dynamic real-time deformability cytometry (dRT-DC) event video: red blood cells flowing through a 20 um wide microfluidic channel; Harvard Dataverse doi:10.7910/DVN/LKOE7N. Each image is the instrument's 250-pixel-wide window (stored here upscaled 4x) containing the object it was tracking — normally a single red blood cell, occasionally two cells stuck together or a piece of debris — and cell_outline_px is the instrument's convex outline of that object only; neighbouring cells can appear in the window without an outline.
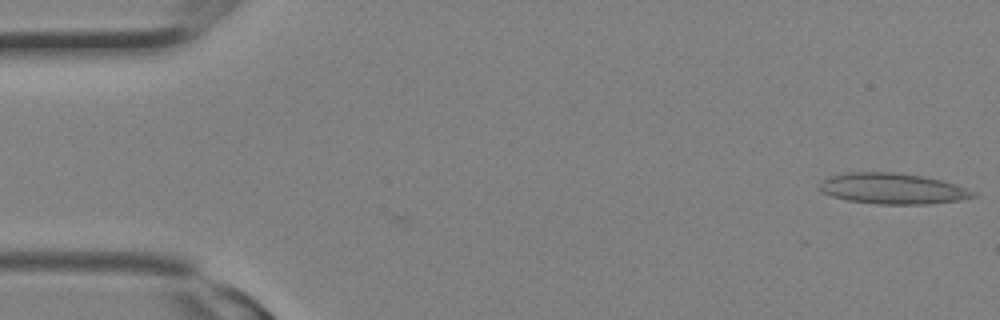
{"species": "Egyptian fruit bat (a non-hibernating species)", "species_latin": "Rousettus aegyptiacus", "temperature_condition": "room temperature", "stored_images_in_passage": 4, "segment_of_instrument_passage": [1, 2], "camera_frame_rate_fps": 3000, "um_per_image_px": 0.085, "animal": {"sex": "female"}, "frame": {"image": 1, "passage_image": 1, "time_ms": 0.0, "image_size_px": [1000, 320], "cell_outline_px": [[976, 196], [960, 200], [928, 204], [876, 204], [848, 200], [832, 196], [824, 192], [820, 188], [820, 180], [828, 176], [848, 172], [892, 172], [924, 176], [940, 180], [976, 192]], "centroid_in_image_um": [75.84, 16.03], "position_along_channel_um": 9.2, "area_um2": 27.4}}
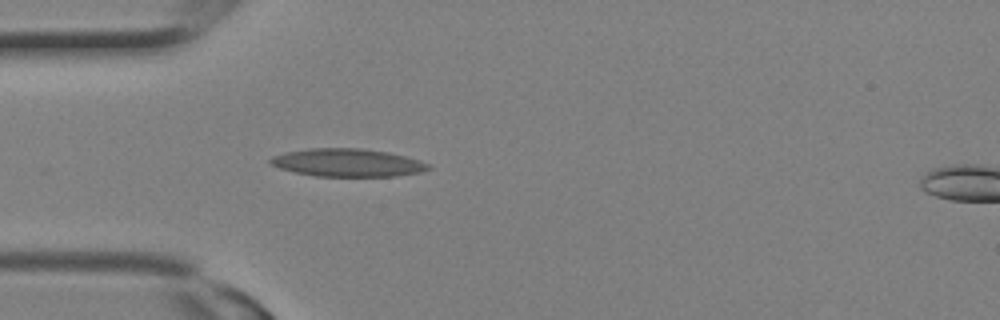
{"frame": {"image": 2, "passage_image": 3, "time_ms": 0.667, "image_size_px": [1000, 320], "cell_outline_px": [[432, 168], [420, 172], [396, 176], [316, 176], [296, 172], [280, 168], [272, 164], [268, 160], [272, 156], [284, 152], [308, 148], [360, 148], [388, 152], [420, 160], [432, 164]], "centroid_in_image_um": [29.56, 13.82], "position_along_channel_um": 55.4, "area_um2": 25.72}}